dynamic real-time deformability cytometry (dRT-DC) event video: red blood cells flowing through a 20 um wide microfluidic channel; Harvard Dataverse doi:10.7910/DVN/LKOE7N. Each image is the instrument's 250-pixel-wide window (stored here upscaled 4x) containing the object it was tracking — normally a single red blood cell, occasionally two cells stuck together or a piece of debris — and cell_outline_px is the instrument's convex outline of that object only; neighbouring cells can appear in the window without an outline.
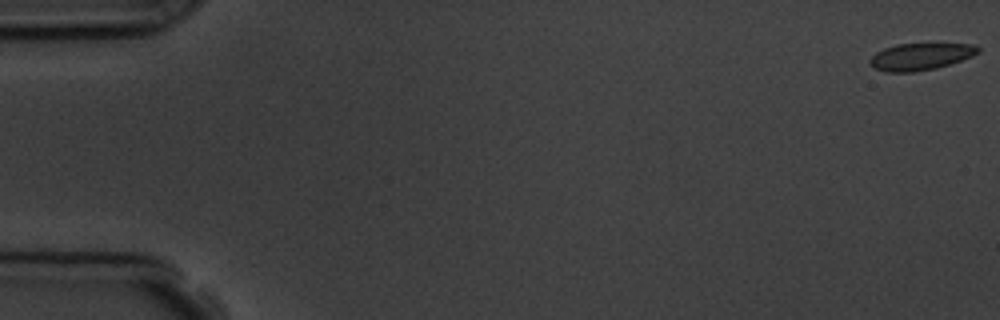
{"species": "common noctule bat (a hibernating species)", "species_latin": "Nyctalus noctula", "temperature_condition": "room temperature", "stored_images_in_passage": 4, "camera_frame_rate_fps": 3000, "um_per_image_px": 0.085, "animal": {"sex": "male", "body_mass_g": 19.5, "forearm_length_mm": 54.6}, "frame": {"image": 1, "passage_image": 1, "time_ms": 0.0, "image_size_px": [1000, 320], "cell_outline_px": [[980, 52], [972, 56], [936, 68], [912, 72], [884, 72], [868, 64], [868, 60], [876, 52], [884, 48], [896, 44], [976, 44], [980, 48]], "centroid_in_image_um": [78.22, 4.81], "position_along_channel_um": 6.8, "area_um2": 16.94}}